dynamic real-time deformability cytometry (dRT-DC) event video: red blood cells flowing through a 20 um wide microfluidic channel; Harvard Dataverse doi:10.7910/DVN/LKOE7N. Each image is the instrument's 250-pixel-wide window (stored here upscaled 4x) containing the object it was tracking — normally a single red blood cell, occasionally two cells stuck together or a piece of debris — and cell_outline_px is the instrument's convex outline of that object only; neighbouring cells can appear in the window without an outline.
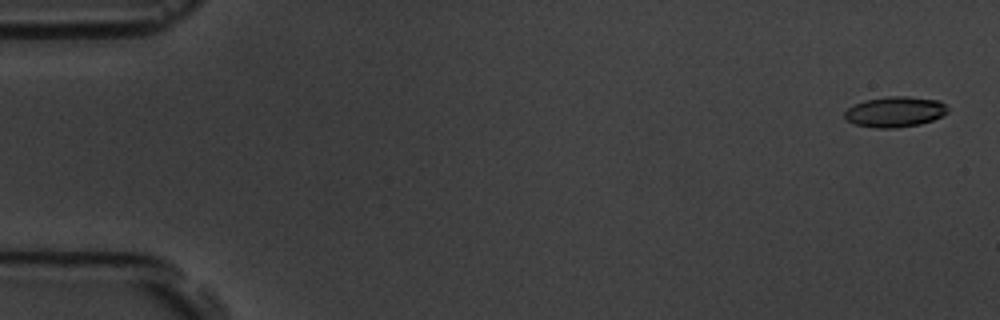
{"species": "common noctule bat (a hibernating species)", "species_latin": "Nyctalus noctula", "temperature_condition": "room temperature", "stored_images_in_passage": 6, "camera_frame_rate_fps": 3000, "um_per_image_px": 0.085, "animal": {"sex": "male", "body_mass_g": 19.5, "forearm_length_mm": 54.6}, "frame": {"image": 1, "passage_image": 1, "time_ms": 0.0, "image_size_px": [1000, 320], "cell_outline_px": [[948, 112], [932, 120], [920, 124], [896, 128], [876, 128], [856, 124], [848, 120], [844, 116], [844, 112], [852, 104], [864, 100], [888, 96], [908, 96], [940, 100], [948, 108]], "centroid_in_image_um": [76.07, 9.49], "position_along_channel_um": 8.9, "area_um2": 18.38}}
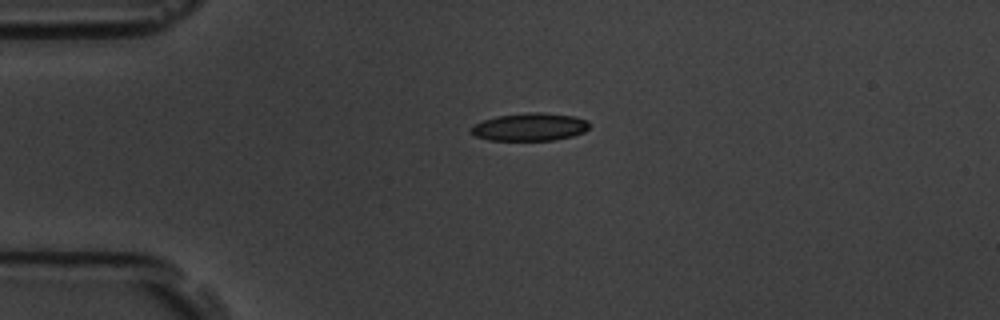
{"frame": {"image": 2, "passage_image": 4, "time_ms": 4.0, "image_size_px": [1000, 320], "cell_outline_px": [[588, 128], [584, 132], [572, 136], [552, 140], [488, 140], [476, 136], [468, 132], [468, 128], [484, 120], [496, 116], [528, 112], [540, 112], [576, 116], [588, 120]], "centroid_in_image_um": [45.01, 10.78], "position_along_channel_um": 40.0, "area_um2": 19.25}}
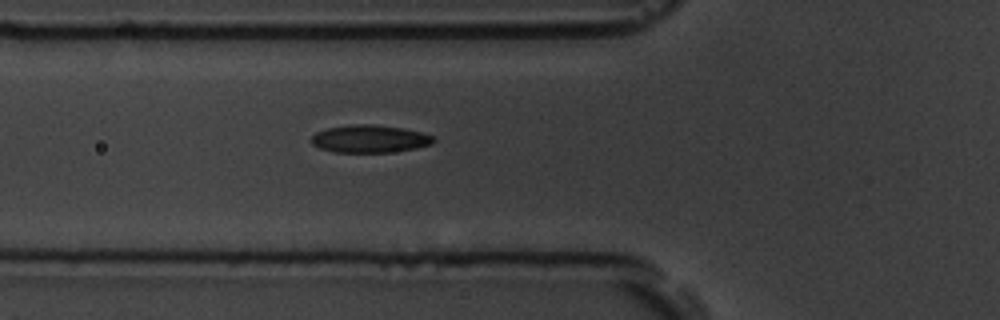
{"frame": {"image": 3, "passage_image": 6, "time_ms": 6.333, "image_size_px": [1000, 320], "cell_outline_px": [[436, 140], [432, 144], [416, 148], [388, 152], [332, 152], [320, 148], [312, 144], [312, 136], [316, 132], [328, 128], [352, 124], [372, 124], [404, 128], [420, 132], [432, 136]], "centroid_in_image_um": [31.42, 11.8], "position_along_channel_um": 94.4, "area_um2": 19.59}}